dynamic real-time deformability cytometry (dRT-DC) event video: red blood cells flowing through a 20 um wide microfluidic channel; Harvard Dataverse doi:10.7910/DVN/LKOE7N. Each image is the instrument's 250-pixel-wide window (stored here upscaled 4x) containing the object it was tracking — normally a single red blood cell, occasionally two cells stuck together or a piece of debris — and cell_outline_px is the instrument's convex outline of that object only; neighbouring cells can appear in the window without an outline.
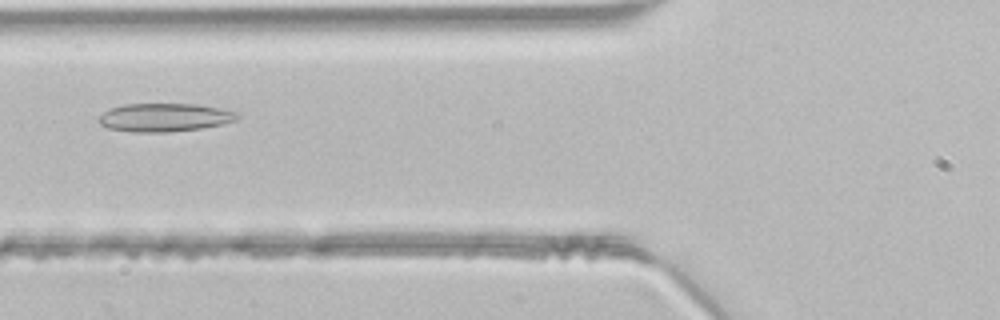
{"species": "common noctule bat (a hibernating species)", "species_latin": "Nyctalus noctula", "temperature_condition": "room temperature", "stored_images_in_passage": 30, "camera_frame_rate_fps": 3000, "um_per_image_px": 0.085, "animal": {"sex": "male", "body_mass_g": 21.5, "forearm_length_mm": 52.0}, "frame": {"image": 1, "passage_image": 5, "time_ms": 1.333, "image_size_px": [1000, 320], "cell_outline_px": [[240, 116], [236, 120], [224, 124], [200, 128], [168, 132], [132, 132], [108, 128], [100, 124], [96, 120], [108, 108], [124, 104], [196, 104], [220, 108], [236, 112]], "centroid_in_image_um": [13.96, 9.98], "position_along_channel_um": 111.8, "area_um2": 22.95}}
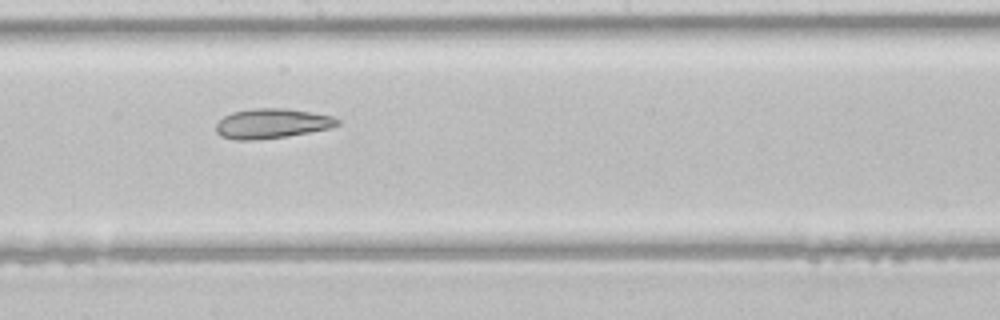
{"frame": {"image": 2, "passage_image": 13, "time_ms": 4.0, "image_size_px": [1000, 320], "cell_outline_px": [[340, 124], [332, 128], [288, 136], [256, 140], [236, 140], [220, 136], [216, 132], [216, 124], [224, 116], [232, 112], [252, 108], [284, 108], [312, 112], [332, 116], [340, 120]], "centroid_in_image_um": [23.12, 10.5], "position_along_channel_um": 225.1, "area_um2": 21.27}}
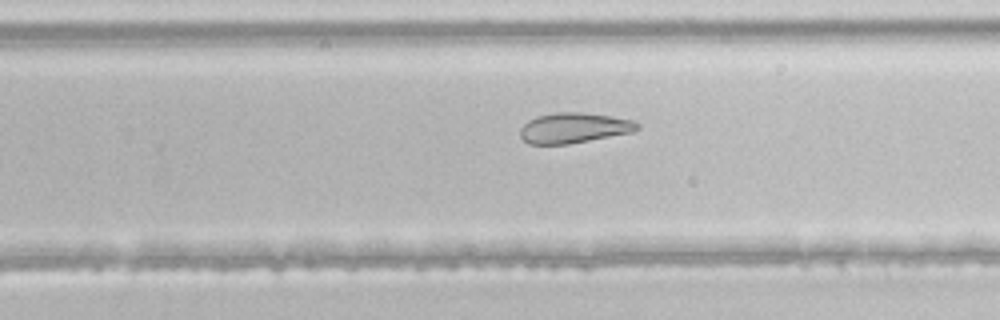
{"frame": {"image": 3, "passage_image": 17, "time_ms": 5.333, "image_size_px": [1000, 320], "cell_outline_px": [[640, 128], [632, 132], [568, 144], [528, 144], [520, 136], [520, 128], [528, 120], [536, 116], [556, 112], [580, 112], [612, 116], [632, 120], [640, 124]], "centroid_in_image_um": [48.76, 10.86], "position_along_channel_um": 281.0, "area_um2": 20.69}}